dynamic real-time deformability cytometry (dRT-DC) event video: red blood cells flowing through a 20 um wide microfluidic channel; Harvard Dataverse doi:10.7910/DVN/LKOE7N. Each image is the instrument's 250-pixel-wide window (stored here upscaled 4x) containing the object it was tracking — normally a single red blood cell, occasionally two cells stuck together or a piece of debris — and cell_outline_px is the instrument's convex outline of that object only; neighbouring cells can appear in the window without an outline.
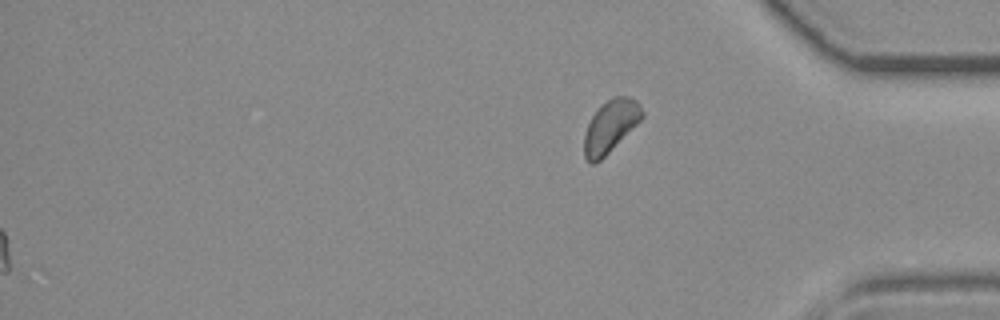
{"species": "common noctule bat (a hibernating species)", "species_latin": "Nyctalus noctula", "temperature_condition": "room temperature", "stored_images_in_passage": 46, "camera_frame_rate_fps": 3000, "um_per_image_px": 0.085, "animal": {"sex": "female", "body_mass_g": 19.3, "forearm_length_mm": 54.1}, "frame": {"image": 1, "passage_image": 46, "time_ms": 15.0, "image_size_px": [1000, 320], "cell_outline_px": [[644, 116], [600, 160], [592, 164], [584, 156], [584, 132], [592, 116], [600, 104], [612, 96], [628, 96], [636, 100], [640, 104], [644, 112]], "centroid_in_image_um": [51.88, 10.68], "position_along_channel_um": 383.3, "area_um2": 17.46}}